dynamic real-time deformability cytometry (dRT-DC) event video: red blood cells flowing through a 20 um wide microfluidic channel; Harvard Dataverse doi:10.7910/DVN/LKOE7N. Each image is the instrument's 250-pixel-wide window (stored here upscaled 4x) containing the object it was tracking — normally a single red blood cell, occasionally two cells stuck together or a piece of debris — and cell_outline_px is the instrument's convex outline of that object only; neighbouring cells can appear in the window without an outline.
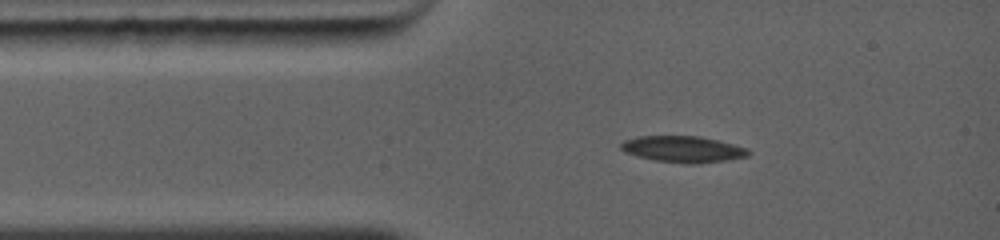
{"species": "common noctule bat (a hibernating species)", "species_latin": "Nyctalus noctula", "temperature_condition": "warm", "stored_images_in_passage": 2, "camera_frame_rate_fps": 5000, "um_per_image_px": 0.085, "animal": {"sex": "female", "body_mass_g": 19.0, "forearm_length_mm": 56.7}, "frame": {"image": 1, "passage_image": 1, "time_ms": 0.0, "image_size_px": [1000, 240], "cell_outline_px": [[752, 152], [748, 156], [728, 160], [696, 164], [680, 164], [656, 160], [636, 156], [624, 152], [620, 148], [620, 144], [624, 140], [636, 136], [700, 136], [748, 148]], "centroid_in_image_um": [58.05, 12.69], "position_along_channel_um": 27.0, "area_um2": 19.77}}